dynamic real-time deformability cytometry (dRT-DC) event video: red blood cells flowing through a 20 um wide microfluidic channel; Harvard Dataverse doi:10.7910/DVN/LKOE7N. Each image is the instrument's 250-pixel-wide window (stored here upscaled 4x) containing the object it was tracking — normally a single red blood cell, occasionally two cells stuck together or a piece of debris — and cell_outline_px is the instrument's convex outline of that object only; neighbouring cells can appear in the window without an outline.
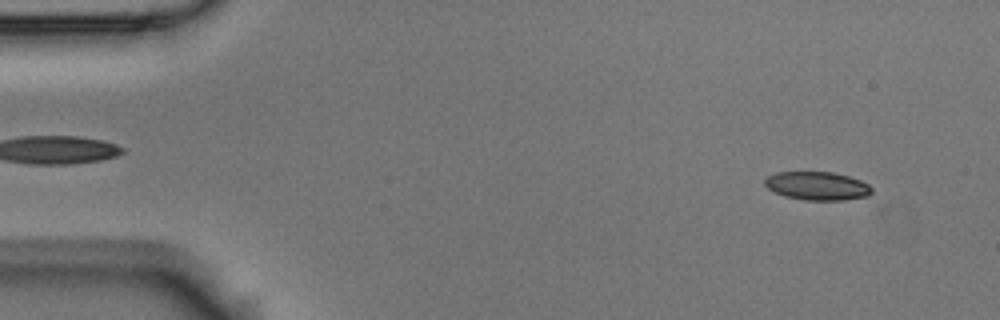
{"species": "Egyptian fruit bat (a non-hibernating species)", "species_latin": "Rousettus aegyptiacus", "temperature_condition": "room temperature", "stored_images_in_passage": 56, "camera_frame_rate_fps": 3000, "um_per_image_px": 0.085, "animal": {"sex": "male"}, "frame": {"image": 1, "passage_image": 4, "time_ms": 1.0, "image_size_px": [1000, 320], "cell_outline_px": [[872, 192], [868, 196], [844, 200], [804, 200], [784, 196], [768, 188], [764, 184], [764, 180], [768, 176], [776, 172], [832, 172], [848, 176], [860, 180], [868, 184], [872, 188]], "centroid_in_image_um": [69.47, 15.8], "position_along_channel_um": 15.5, "area_um2": 17.69}}
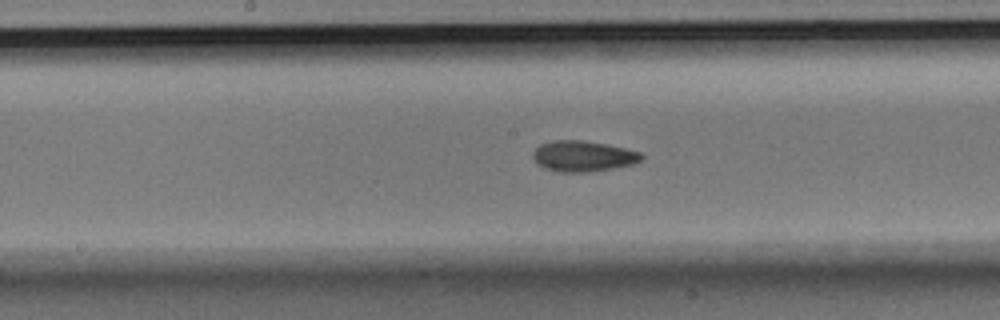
{"frame": {"image": 2, "passage_image": 28, "time_ms": 9.0, "image_size_px": [1000, 320], "cell_outline_px": [[644, 156], [640, 160], [632, 164], [612, 168], [588, 172], [560, 172], [544, 168], [532, 156], [532, 152], [540, 144], [552, 140], [580, 140], [604, 144], [624, 148], [640, 152]], "centroid_in_image_um": [49.54, 13.27], "position_along_channel_um": 198.7, "area_um2": 19.19}}
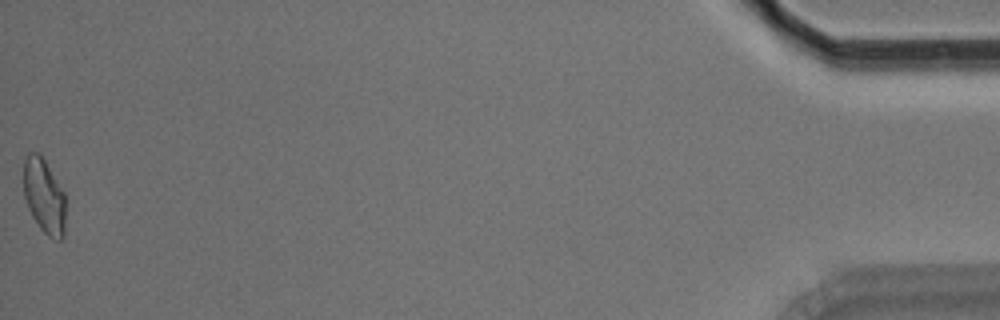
{"frame": {"image": 3, "passage_image": 56, "time_ms": 18.333, "image_size_px": [1000, 320], "cell_outline_px": [[64, 236], [60, 240], [56, 240], [48, 236], [40, 228], [32, 216], [28, 208], [24, 196], [24, 160], [28, 152], [40, 152], [64, 192]], "centroid_in_image_um": [3.74, 16.65], "position_along_channel_um": 431.5, "area_um2": 18.26}, "authors_computed_cell_mechanics": {"area_um2": 18.5249, "velocity_mm_per_s": 3.5493, "shape_relaxation_time_tau1_ms": 3.5646, "shape_relaxation_time_tau2_ms": 2.4915, "deformation_change_tau1": 0.116, "deformation_change_tau2": 0.0846}}